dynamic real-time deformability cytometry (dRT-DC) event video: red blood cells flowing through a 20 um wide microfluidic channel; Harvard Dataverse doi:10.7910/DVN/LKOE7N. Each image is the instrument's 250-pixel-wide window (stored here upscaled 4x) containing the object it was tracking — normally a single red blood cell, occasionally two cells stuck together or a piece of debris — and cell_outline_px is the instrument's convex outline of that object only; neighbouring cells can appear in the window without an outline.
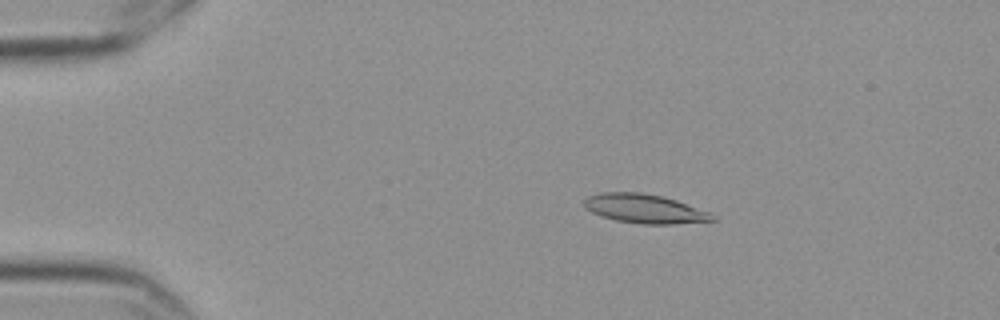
{"species": "Egyptian fruit bat (a non-hibernating species)", "species_latin": "Rousettus aegyptiacus", "temperature_condition": "cold", "stored_images_in_passage": 58, "camera_frame_rate_fps": 3000, "um_per_image_px": 0.085, "frame": {"image": 1, "passage_image": 11, "time_ms": 3.333, "image_size_px": [1000, 320], "cell_outline_px": [[716, 220], [672, 224], [640, 224], [616, 220], [592, 212], [584, 208], [584, 200], [588, 196], [600, 192], [640, 192], [660, 196], [676, 200], [712, 212]], "centroid_in_image_um": [54.8, 17.74], "position_along_channel_um": 30.2, "area_um2": 21.68}}
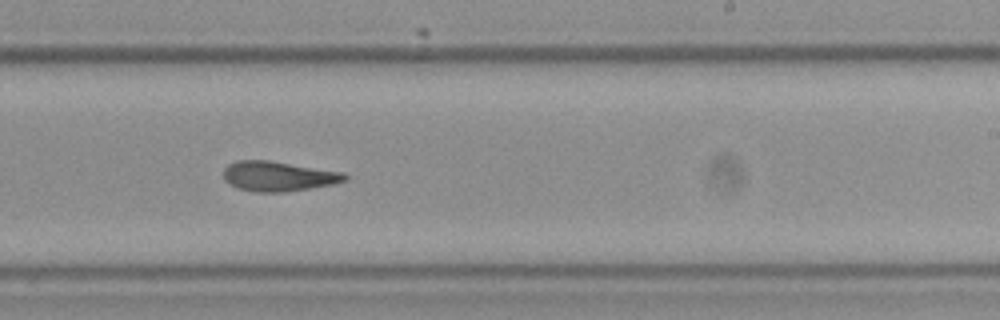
{"frame": {"image": 2, "passage_image": 36, "time_ms": 11.667, "image_size_px": [1000, 320], "cell_outline_px": [[348, 180], [336, 184], [284, 192], [256, 192], [236, 188], [224, 180], [224, 168], [228, 164], [236, 160], [268, 160], [344, 172], [348, 176]], "centroid_in_image_um": [23.67, 14.98], "position_along_channel_um": 265.3, "area_um2": 21.33}}
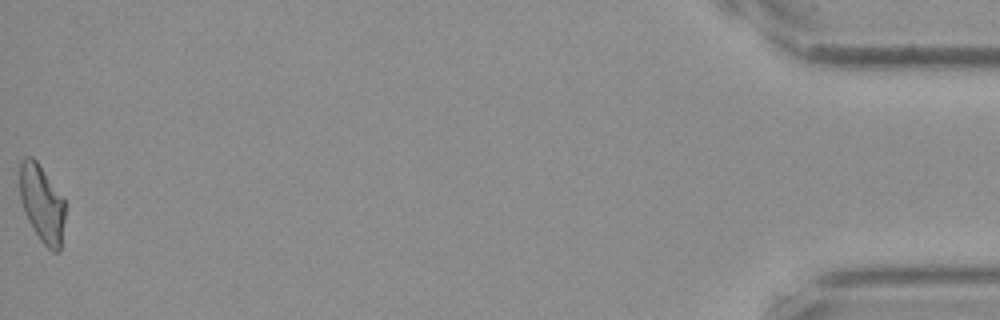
{"frame": {"image": 3, "passage_image": 58, "time_ms": 19.0, "image_size_px": [1000, 320], "cell_outline_px": [[64, 220], [60, 248], [56, 252], [52, 252], [40, 240], [28, 220], [24, 212], [20, 200], [20, 164], [24, 156], [32, 156], [36, 160], [64, 200]], "centroid_in_image_um": [3.54, 17.3], "position_along_channel_um": 431.7, "area_um2": 20.11}, "authors_computed_cell_mechanics": {"area_um2": 21.0681, "velocity_mm_per_s": 3.5476, "shape_relaxation_time_tau1_ms": 8.058, "shape_relaxation_time_tau2_ms": 4.7201, "deformation_change_tau1": 0.2192, "deformation_change_tau2": 0.1336}}